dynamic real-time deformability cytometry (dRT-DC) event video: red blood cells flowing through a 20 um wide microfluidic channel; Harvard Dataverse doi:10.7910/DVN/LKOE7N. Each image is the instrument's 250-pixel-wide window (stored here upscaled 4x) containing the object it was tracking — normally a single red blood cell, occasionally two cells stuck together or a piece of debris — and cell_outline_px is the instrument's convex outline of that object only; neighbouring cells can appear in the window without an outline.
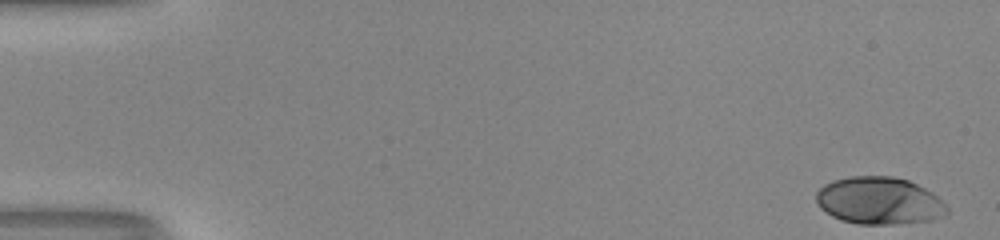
{"species": "human", "species_latin": "Homo sapiens", "temperature_condition": "room temperature", "stored_images_in_passage": 52, "camera_frame_rate_fps": 3000, "um_per_image_px": 0.085, "donor": {"sex": "male"}, "frame": {"image": 1, "passage_image": 1, "time_ms": 0.0, "image_size_px": [1000, 240], "cell_outline_px": [[948, 216], [932, 220], [892, 224], [856, 224], [840, 220], [832, 216], [820, 208], [816, 204], [816, 192], [824, 184], [832, 180], [848, 176], [892, 176], [908, 180], [932, 192], [948, 208]], "centroid_in_image_um": [74.71, 17.06], "position_along_channel_um": 10.3, "area_um2": 36.36}}
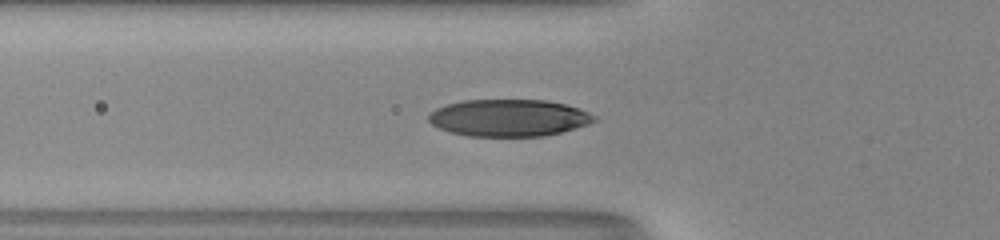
{"frame": {"image": 2, "passage_image": 19, "time_ms": 6.0, "image_size_px": [1000, 240], "cell_outline_px": [[596, 120], [588, 124], [560, 132], [544, 136], [468, 136], [452, 132], [440, 128], [432, 124], [428, 120], [428, 116], [436, 108], [448, 104], [464, 100], [544, 100], [564, 104], [580, 108], [596, 116]], "centroid_in_image_um": [43.26, 10.01], "position_along_channel_um": 82.5, "area_um2": 35.49}}
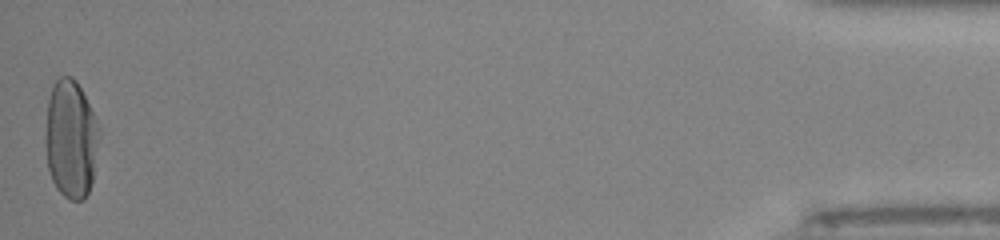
{"frame": {"image": 3, "passage_image": 52, "time_ms": 17.0, "image_size_px": [1000, 240], "cell_outline_px": [[100, 136], [92, 180], [88, 192], [84, 200], [68, 200], [56, 188], [52, 180], [48, 168], [44, 140], [44, 136], [48, 100], [52, 88], [56, 80], [60, 76], [72, 76], [76, 80], [100, 128]], "centroid_in_image_um": [6.01, 11.83], "position_along_channel_um": 429.2, "area_um2": 37.22}, "authors_computed_cell_mechanics": {"area_um2": 35.836, "velocity_mm_per_s": 3.995, "shape_relaxation_time_tau1_ms": 3.8087, "shape_relaxation_time_tau2_ms": null, "deformation_change_tau1": 0.2177, "deformation_change_tau2": null}}